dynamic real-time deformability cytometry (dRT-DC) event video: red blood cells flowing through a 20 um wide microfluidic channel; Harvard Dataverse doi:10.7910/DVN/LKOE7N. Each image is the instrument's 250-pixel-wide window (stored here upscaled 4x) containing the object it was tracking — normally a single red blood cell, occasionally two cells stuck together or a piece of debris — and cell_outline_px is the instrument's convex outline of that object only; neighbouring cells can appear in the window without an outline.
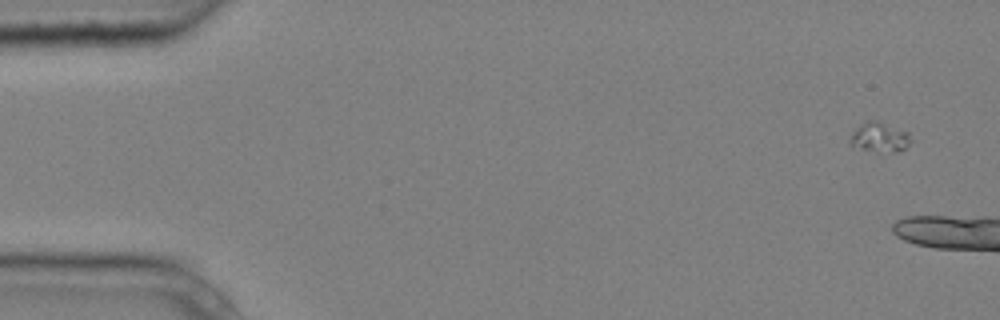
{"species": "common noctule bat (a hibernating species)", "species_latin": "Nyctalus noctula", "temperature_condition": "cold", "stored_images_in_passage": 3, "camera_frame_rate_fps": 3000, "um_per_image_px": 0.085, "animal": {"sex": "male", "body_mass_g": 20.4}, "frame": {"image": 1, "passage_image": 1, "time_ms": 0.0, "image_size_px": [1000, 320], "cell_outline_px": [[912, 140], [904, 148], [896, 152], [876, 152], [852, 148], [848, 144], [848, 140], [852, 132], [860, 124], [872, 120], [876, 120], [908, 132]], "centroid_in_image_um": [74.69, 11.7], "position_along_channel_um": 10.3, "area_um2": 10.75}}